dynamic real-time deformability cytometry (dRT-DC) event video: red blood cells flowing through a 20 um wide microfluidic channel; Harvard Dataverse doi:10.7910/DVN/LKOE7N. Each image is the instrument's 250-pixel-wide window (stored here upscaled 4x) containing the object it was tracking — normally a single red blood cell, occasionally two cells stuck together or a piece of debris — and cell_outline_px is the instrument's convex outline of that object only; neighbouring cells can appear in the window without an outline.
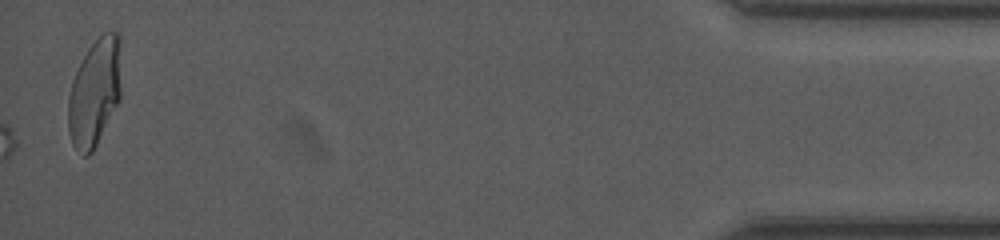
{"species": "human", "species_latin": "Homo sapiens", "temperature_condition": "room temperature", "stored_images_in_passage": 38, "camera_frame_rate_fps": 3000, "um_per_image_px": 0.085, "donor": {"sex": "female"}, "frame": {"image": 1, "passage_image": 38, "time_ms": 12.333, "image_size_px": [1000, 240], "cell_outline_px": [[120, 100], [92, 152], [88, 156], [84, 156], [72, 144], [68, 128], [68, 96], [72, 80], [88, 48], [104, 32], [120, 32]], "centroid_in_image_um": [8.05, 7.85], "position_along_channel_um": 427.2, "area_um2": 33.12}}